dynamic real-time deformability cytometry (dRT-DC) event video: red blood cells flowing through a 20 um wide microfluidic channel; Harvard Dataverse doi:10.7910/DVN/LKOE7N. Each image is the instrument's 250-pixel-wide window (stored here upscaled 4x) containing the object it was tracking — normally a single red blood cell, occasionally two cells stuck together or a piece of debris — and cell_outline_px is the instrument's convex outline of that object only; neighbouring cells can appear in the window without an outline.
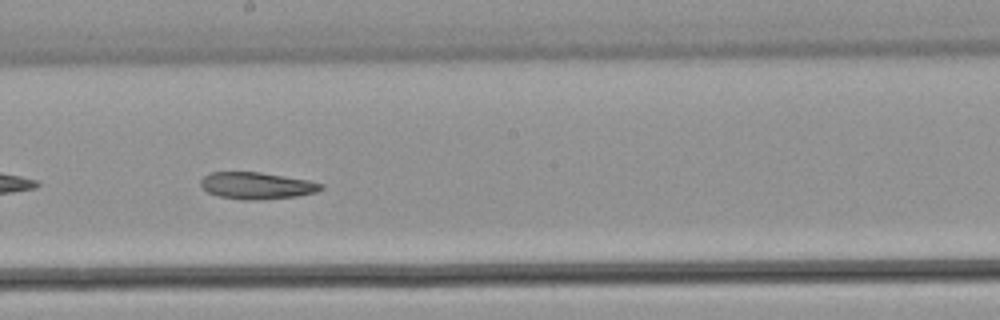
{"species": "common noctule bat (a hibernating species)", "species_latin": "Nyctalus noctula", "temperature_condition": "warm", "stored_images_in_passage": 31, "camera_frame_rate_fps": 3000, "um_per_image_px": 0.085, "animal": {"sex": "male", "body_mass_g": 21.5, "forearm_length_mm": 52.0}, "frame": {"image": 1, "passage_image": 14, "time_ms": 4.333, "image_size_px": [1000, 320], "cell_outline_px": [[324, 188], [316, 192], [296, 196], [260, 200], [244, 200], [220, 196], [208, 192], [200, 184], [200, 180], [208, 172], [260, 172], [308, 180], [324, 184]], "centroid_in_image_um": [21.83, 15.77], "position_along_channel_um": 226.4, "area_um2": 18.79}}
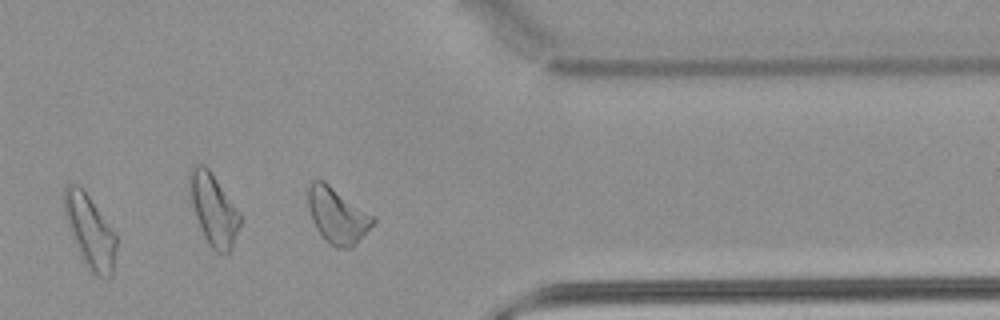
{"frame": {"image": 2, "passage_image": 27, "time_ms": 8.667, "image_size_px": [1000, 320], "cell_outline_px": [[116, 248], [112, 276], [108, 280], [104, 280], [96, 276], [88, 268], [80, 256], [68, 228], [64, 216], [64, 188], [68, 184], [80, 184], [84, 188], [116, 236]], "centroid_in_image_um": [7.63, 19.69], "position_along_channel_um": 403.8, "area_um2": 22.31}}